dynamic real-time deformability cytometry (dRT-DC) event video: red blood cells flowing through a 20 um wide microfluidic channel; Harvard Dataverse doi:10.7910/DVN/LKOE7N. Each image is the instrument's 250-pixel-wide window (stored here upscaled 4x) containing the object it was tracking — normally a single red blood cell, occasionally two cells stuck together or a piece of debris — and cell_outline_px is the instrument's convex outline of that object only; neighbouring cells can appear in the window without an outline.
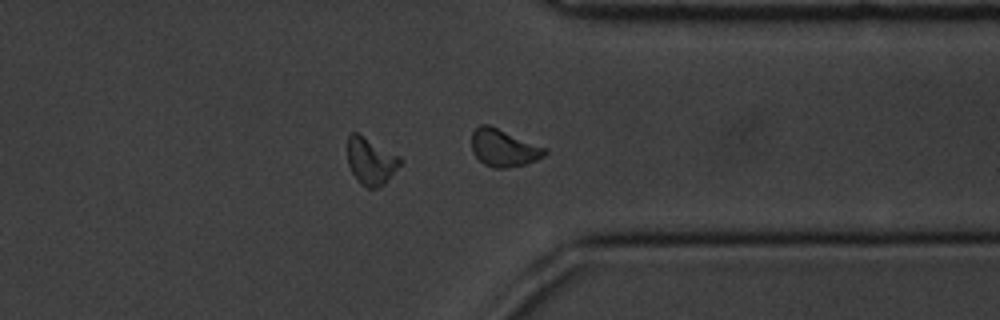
{"species": "common noctule bat (a hibernating species)", "species_latin": "Nyctalus noctula", "temperature_condition": "cold", "stored_images_in_passage": 58, "segment_of_instrument_passage": [2, 2], "camera_frame_rate_fps": 3000, "um_per_image_px": 0.085, "animal": {"sex": "male", "body_mass_g": 20.1, "forearm_length_mm": 53.5}, "frame": {"image": 1, "passage_image": 45, "time_ms": 14.667, "image_size_px": [1000, 320], "cell_outline_px": [[400, 164], [384, 184], [376, 188], [368, 188], [352, 172], [348, 164], [348, 136], [352, 132], [356, 132], [400, 156]], "centroid_in_image_um": [31.51, 13.67], "position_along_channel_um": 379.9, "area_um2": 13.93}}
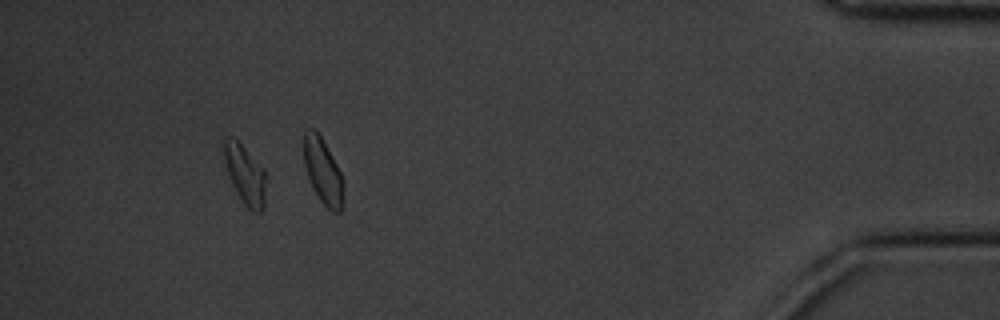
{"frame": {"image": 2, "passage_image": 53, "time_ms": 17.333, "image_size_px": [1000, 320], "cell_outline_px": [[264, 208], [260, 212], [252, 212], [244, 204], [236, 192], [232, 184], [224, 160], [224, 140], [228, 136], [232, 136], [264, 168]], "centroid_in_image_um": [20.82, 14.85], "position_along_channel_um": 414.4, "area_um2": 14.1}}